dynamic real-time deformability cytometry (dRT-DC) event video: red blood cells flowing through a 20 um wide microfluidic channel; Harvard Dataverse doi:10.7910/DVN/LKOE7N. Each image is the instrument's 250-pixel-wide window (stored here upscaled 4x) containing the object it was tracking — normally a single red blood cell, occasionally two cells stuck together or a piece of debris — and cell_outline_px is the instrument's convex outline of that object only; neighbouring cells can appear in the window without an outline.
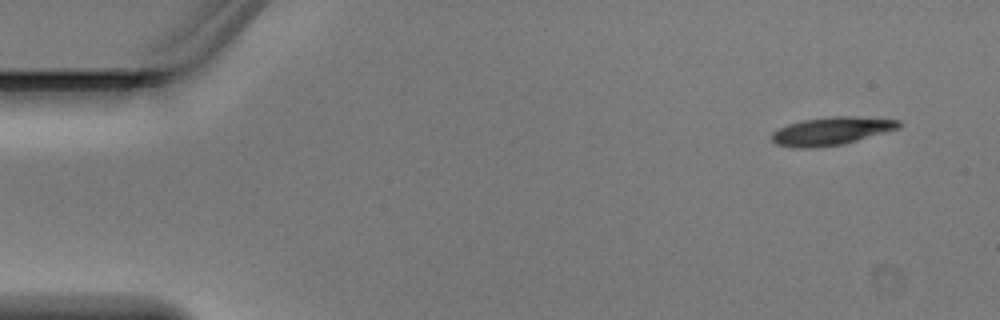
{"species": "Egyptian fruit bat (a non-hibernating species)", "species_latin": "Rousettus aegyptiacus", "temperature_condition": "warm", "stored_images_in_passage": 4, "segment_of_instrument_passage": [2, 2], "camera_frame_rate_fps": 3000, "um_per_image_px": 0.085, "animal": {"sex": "male"}, "frame": {"image": 1, "passage_image": 4, "time_ms": 1.0, "image_size_px": [1000, 320], "cell_outline_px": [[904, 124], [900, 128], [856, 140], [840, 144], [816, 148], [792, 148], [776, 144], [772, 140], [772, 132], [788, 124], [800, 120], [832, 116], [856, 116], [900, 120]], "centroid_in_image_um": [70.67, 11.13], "position_along_channel_um": 14.3, "area_um2": 20.81}}